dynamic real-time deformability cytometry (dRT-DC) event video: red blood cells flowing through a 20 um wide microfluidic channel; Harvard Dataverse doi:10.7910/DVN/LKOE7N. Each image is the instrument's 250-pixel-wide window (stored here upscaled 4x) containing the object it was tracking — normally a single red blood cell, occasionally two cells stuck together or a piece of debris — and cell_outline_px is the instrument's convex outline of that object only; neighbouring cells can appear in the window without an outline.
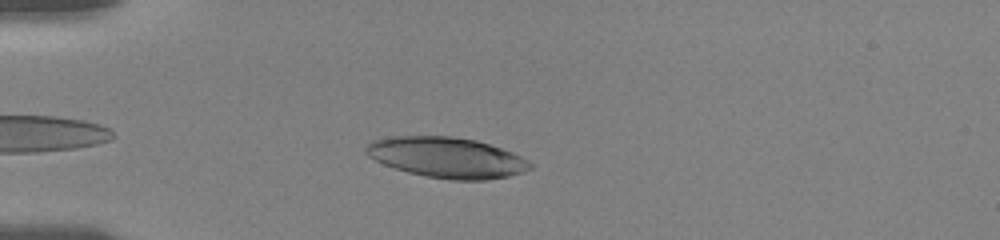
{"species": "human", "species_latin": "Homo sapiens", "temperature_condition": "room temperature", "stored_images_in_passage": 37, "camera_frame_rate_fps": 3000, "um_per_image_px": 0.085, "donor": {"sex": "female"}, "frame": {"image": 1, "passage_image": 6, "time_ms": 1.333, "image_size_px": [1000, 240], "cell_outline_px": [[532, 168], [524, 172], [508, 176], [484, 180], [452, 180], [424, 176], [408, 172], [384, 164], [368, 156], [364, 152], [364, 148], [372, 140], [392, 136], [452, 136], [476, 140], [512, 152], [528, 160], [532, 164]], "centroid_in_image_um": [37.97, 13.39], "position_along_channel_um": 47.0, "area_um2": 38.78}}
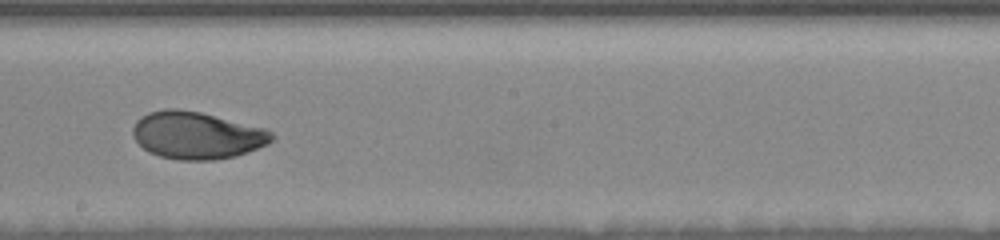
{"frame": {"image": 2, "passage_image": 20, "time_ms": 7.0, "image_size_px": [1000, 240], "cell_outline_px": [[276, 136], [268, 144], [236, 156], [216, 160], [176, 160], [160, 156], [148, 152], [132, 136], [132, 128], [136, 120], [140, 116], [148, 112], [164, 108], [176, 108], [200, 112], [268, 128]], "centroid_in_image_um": [16.73, 11.49], "position_along_channel_um": 231.5, "area_um2": 38.78}}
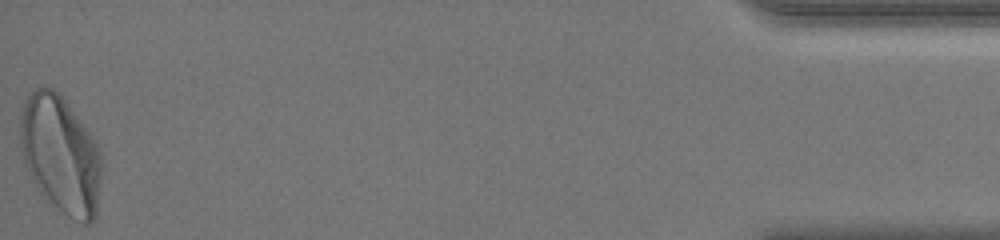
{"frame": {"image": 3, "passage_image": 37, "time_ms": 14.667, "image_size_px": [1000, 240], "cell_outline_px": [[100, 176], [96, 216], [88, 224], [84, 224], [68, 216], [40, 192], [36, 188], [24, 164], [20, 152], [20, 108], [28, 92], [36, 88], [52, 88], [64, 100], [96, 140], [100, 152]], "centroid_in_image_um": [5.11, 13.11], "position_along_channel_um": 430.1, "area_um2": 55.6}, "authors_computed_cell_mechanics": {"area_um2": 38.3792, "velocity_mm_per_s": 3.6797, "shape_relaxation_time_tau1_ms": 4.6921, "shape_relaxation_time_tau2_ms": null, "deformation_change_tau1": 0.1732, "deformation_change_tau2": null}}